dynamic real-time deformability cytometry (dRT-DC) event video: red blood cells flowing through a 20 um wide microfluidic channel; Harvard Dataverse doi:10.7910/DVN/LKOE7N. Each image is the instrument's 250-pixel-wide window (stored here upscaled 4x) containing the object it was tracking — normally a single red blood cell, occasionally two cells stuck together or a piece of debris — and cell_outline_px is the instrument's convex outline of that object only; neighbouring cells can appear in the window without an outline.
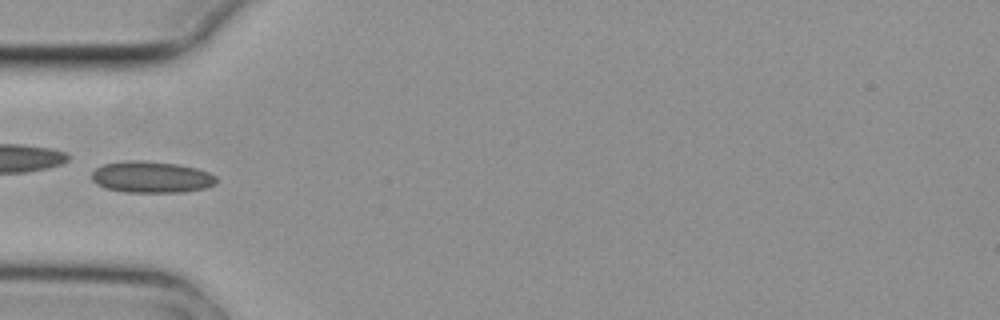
{"species": "common noctule bat (a hibernating species)", "species_latin": "Nyctalus noctula", "temperature_condition": "cold", "stored_images_in_passage": 5, "camera_frame_rate_fps": 3000, "um_per_image_px": 0.085, "animal": {"sex": "female", "body_mass_g": 29.2, "forearm_length_mm": 56.3}, "frame": {"image": 1, "passage_image": 5, "time_ms": 1.333, "image_size_px": [1000, 320], "cell_outline_px": [[216, 184], [204, 188], [184, 192], [124, 192], [104, 188], [96, 184], [92, 180], [92, 172], [96, 168], [104, 164], [124, 160], [144, 160], [176, 164], [196, 168], [208, 172], [216, 176]], "centroid_in_image_um": [12.84, 15.05], "position_along_channel_um": 72.2, "area_um2": 23.0}}